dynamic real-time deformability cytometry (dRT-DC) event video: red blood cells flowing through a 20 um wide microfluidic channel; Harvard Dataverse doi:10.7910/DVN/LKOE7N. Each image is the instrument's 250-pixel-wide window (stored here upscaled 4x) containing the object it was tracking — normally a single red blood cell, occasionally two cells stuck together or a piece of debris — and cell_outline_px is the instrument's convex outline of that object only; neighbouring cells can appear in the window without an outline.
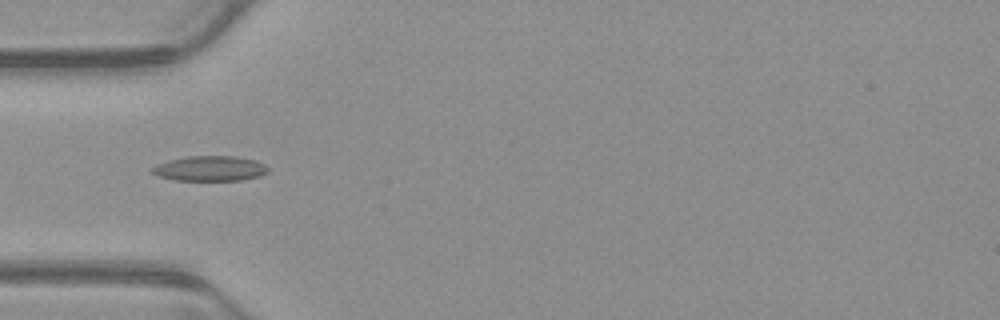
{"species": "common noctule bat (a hibernating species)", "species_latin": "Nyctalus noctula", "temperature_condition": "warm", "stored_images_in_passage": 25, "camera_frame_rate_fps": 3000, "um_per_image_px": 0.085, "animal": {"sex": "male", "body_mass_g": 23.1, "forearm_length_mm": 52.7}, "frame": {"image": 1, "passage_image": 4, "time_ms": 1.0, "image_size_px": [1000, 320], "cell_outline_px": [[268, 172], [260, 176], [240, 180], [176, 180], [156, 176], [152, 172], [152, 168], [156, 164], [168, 160], [188, 156], [236, 156], [256, 160], [264, 164], [268, 168]], "centroid_in_image_um": [17.84, 14.32], "position_along_channel_um": 67.2, "area_um2": 16.99}}